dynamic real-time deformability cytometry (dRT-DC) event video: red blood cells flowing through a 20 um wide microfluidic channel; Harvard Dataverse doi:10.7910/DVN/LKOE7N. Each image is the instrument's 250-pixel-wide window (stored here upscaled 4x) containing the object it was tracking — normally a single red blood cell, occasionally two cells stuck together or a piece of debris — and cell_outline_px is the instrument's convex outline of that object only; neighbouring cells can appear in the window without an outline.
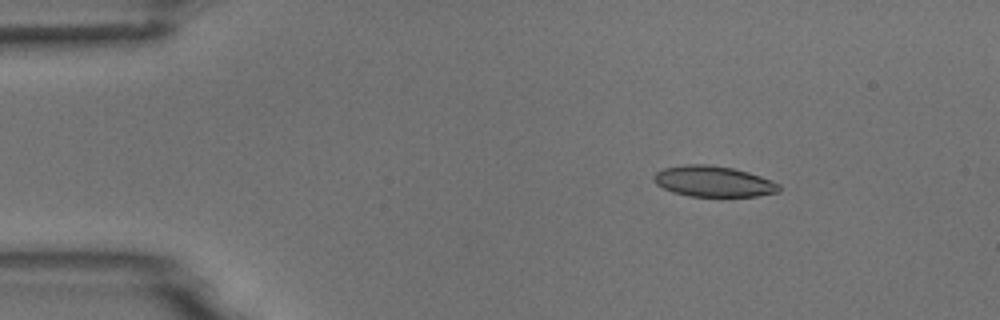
{"species": "common noctule bat (a hibernating species)", "species_latin": "Nyctalus noctula", "temperature_condition": "room temperature", "stored_images_in_passage": 5, "camera_frame_rate_fps": 3000, "um_per_image_px": 0.085, "animal": {"sex": "male", "body_mass_g": 18.8}, "frame": {"image": 1, "passage_image": 3, "time_ms": 2.333, "image_size_px": [1000, 320], "cell_outline_px": [[780, 192], [756, 196], [688, 196], [672, 192], [656, 184], [652, 180], [652, 176], [656, 172], [664, 168], [684, 164], [708, 164], [732, 168], [748, 172], [760, 176], [780, 184]], "centroid_in_image_um": [60.61, 15.42], "position_along_channel_um": 24.4, "area_um2": 22.54}}